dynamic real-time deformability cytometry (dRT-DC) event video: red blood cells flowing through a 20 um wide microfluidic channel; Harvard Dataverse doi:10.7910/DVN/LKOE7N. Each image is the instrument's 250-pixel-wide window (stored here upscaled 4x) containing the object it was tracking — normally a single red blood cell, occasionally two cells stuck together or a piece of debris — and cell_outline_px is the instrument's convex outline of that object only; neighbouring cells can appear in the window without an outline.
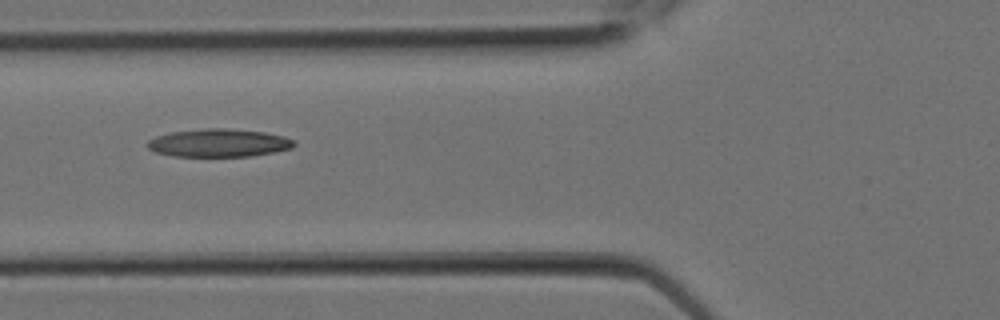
{"species": "Egyptian fruit bat (a non-hibernating species)", "species_latin": "Rousettus aegyptiacus", "temperature_condition": "room temperature", "stored_images_in_passage": 4, "camera_frame_rate_fps": 3000, "um_per_image_px": 0.085, "animal": {"sex": "female"}, "frame": {"image": 1, "passage_image": 4, "time_ms": 1.0, "image_size_px": [1000, 320], "cell_outline_px": [[296, 144], [292, 148], [252, 156], [172, 156], [156, 152], [148, 148], [144, 144], [148, 140], [156, 136], [172, 132], [208, 128], [224, 128], [264, 132], [284, 136], [296, 140]], "centroid_in_image_um": [18.6, 12.15], "position_along_channel_um": 107.2, "area_um2": 23.93}}